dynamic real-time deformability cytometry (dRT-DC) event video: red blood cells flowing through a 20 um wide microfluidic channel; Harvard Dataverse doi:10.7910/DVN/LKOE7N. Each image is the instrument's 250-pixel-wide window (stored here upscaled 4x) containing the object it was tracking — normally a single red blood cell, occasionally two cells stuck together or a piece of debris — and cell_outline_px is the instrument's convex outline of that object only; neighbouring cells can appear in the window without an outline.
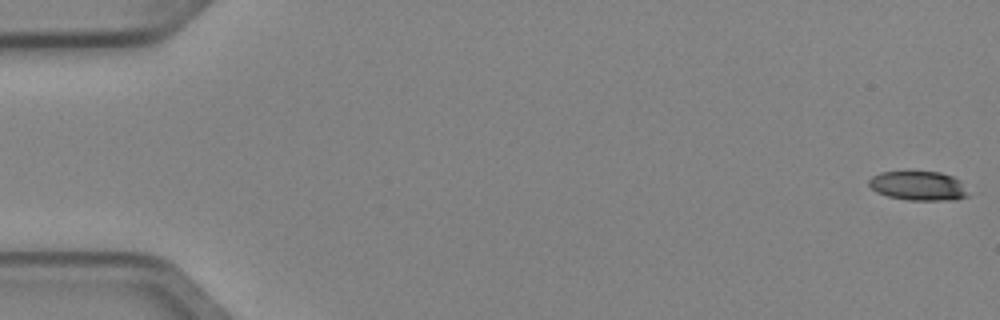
{"species": "Egyptian fruit bat (a non-hibernating species)", "species_latin": "Rousettus aegyptiacus", "temperature_condition": "cold", "stored_images_in_passage": 6, "camera_frame_rate_fps": 3000, "um_per_image_px": 0.085, "animal": {"sex": "female"}, "frame": {"image": 1, "passage_image": 1, "time_ms": 0.0, "image_size_px": [1000, 320], "cell_outline_px": [[968, 196], [956, 200], [908, 200], [888, 196], [876, 192], [868, 184], [868, 180], [872, 176], [880, 172], [940, 172], [952, 176], [960, 180]], "centroid_in_image_um": [78.04, 15.8], "position_along_channel_um": 7.0, "area_um2": 16.82}}
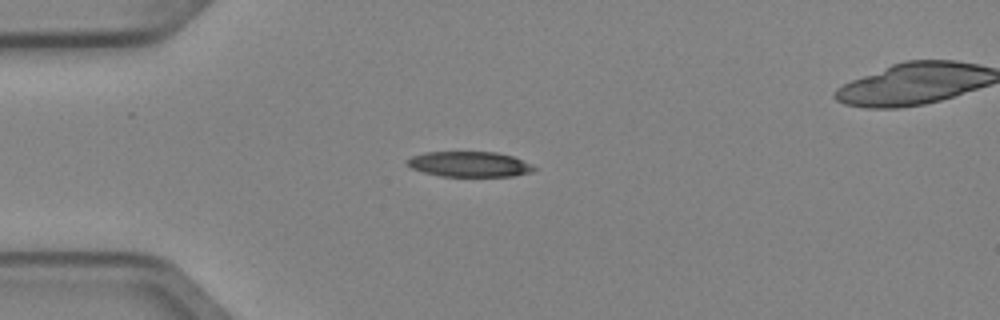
{"frame": {"image": 2, "passage_image": 4, "time_ms": 1.0, "image_size_px": [1000, 320], "cell_outline_px": [[536, 168], [532, 172], [512, 176], [440, 176], [424, 172], [412, 168], [404, 160], [412, 156], [424, 152], [496, 152], [512, 156], [532, 164]], "centroid_in_image_um": [39.89, 13.95], "position_along_channel_um": 45.1, "area_um2": 18.67}}
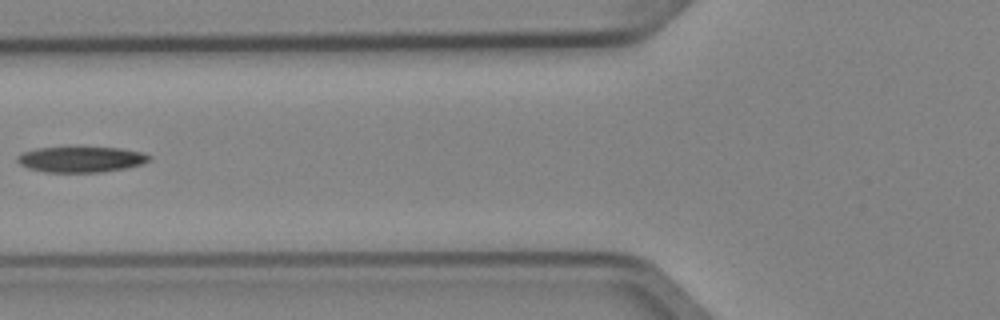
{"frame": {"image": 3, "passage_image": 6, "time_ms": 1.667, "image_size_px": [1000, 320], "cell_outline_px": [[152, 156], [144, 164], [128, 168], [100, 172], [44, 172], [28, 168], [20, 164], [16, 160], [16, 156], [20, 152], [36, 148], [120, 148], [140, 152]], "centroid_in_image_um": [6.86, 13.56], "position_along_channel_um": 118.9, "area_um2": 19.71}}